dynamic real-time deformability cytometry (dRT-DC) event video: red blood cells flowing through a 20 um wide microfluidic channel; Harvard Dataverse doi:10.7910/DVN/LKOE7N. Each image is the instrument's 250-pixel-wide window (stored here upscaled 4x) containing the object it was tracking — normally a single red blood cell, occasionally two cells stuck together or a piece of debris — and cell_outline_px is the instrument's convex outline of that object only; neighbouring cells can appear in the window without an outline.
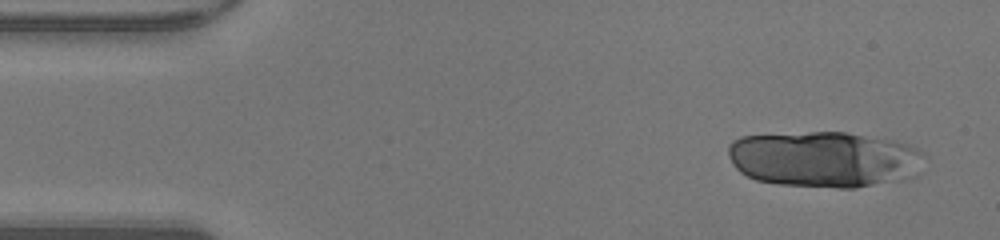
{"species": "human", "species_latin": "Homo sapiens", "temperature_condition": "warm", "stored_images_in_passage": 18, "segment_of_instrument_passage": [2, 3], "camera_frame_rate_fps": 3000, "um_per_image_px": 0.085, "donor": {"sex": "male"}, "frame": {"image": 1, "passage_image": 5, "time_ms": 1.333, "image_size_px": [1000, 240], "cell_outline_px": [[860, 184], [800, 184], [764, 180], [752, 176], [744, 172], [736, 164], [740, 140], [752, 136], [828, 132], [836, 132], [852, 136], [860, 180]], "centroid_in_image_um": [68.04, 13.46], "position_along_channel_um": 17.0, "area_um2": 40.11}}
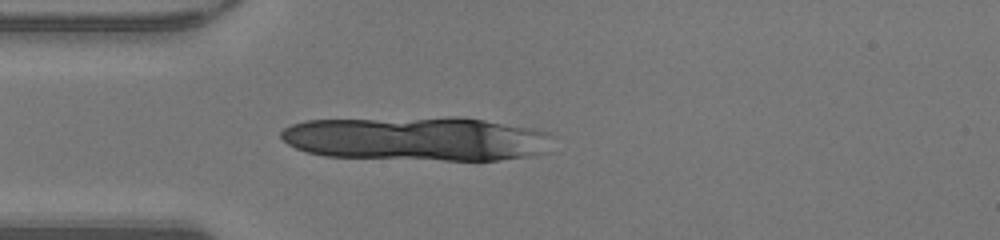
{"frame": {"image": 2, "passage_image": 14, "time_ms": 4.333, "image_size_px": [1000, 240], "cell_outline_px": [[508, 156], [488, 160], [460, 160], [344, 156], [316, 152], [304, 148], [288, 140], [284, 136], [292, 128], [300, 124], [320, 120], [476, 120], [488, 124]], "centroid_in_image_um": [34.01, 11.82], "position_along_channel_um": 51.0, "area_um2": 53.81}}